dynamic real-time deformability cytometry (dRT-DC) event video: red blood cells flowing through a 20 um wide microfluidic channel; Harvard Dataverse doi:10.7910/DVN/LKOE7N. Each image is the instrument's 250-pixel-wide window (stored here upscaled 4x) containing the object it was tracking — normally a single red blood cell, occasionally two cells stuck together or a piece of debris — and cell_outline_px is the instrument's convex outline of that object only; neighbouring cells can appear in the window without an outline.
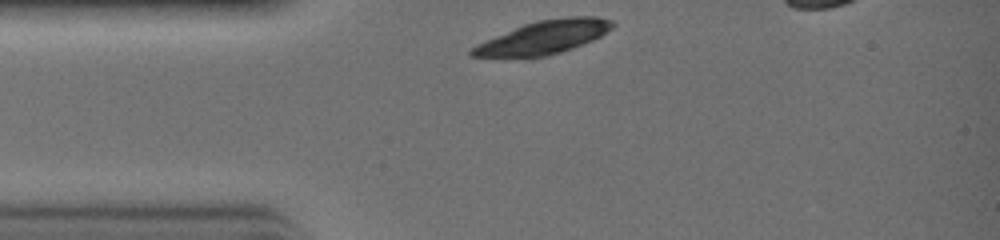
{"species": "common noctule bat (a hibernating species)", "species_latin": "Nyctalus noctula", "temperature_condition": "warm", "stored_images_in_passage": 7, "camera_frame_rate_fps": 3000, "um_per_image_px": 0.085, "animal": {"sex": "female", "body_mass_g": 19.0, "forearm_length_mm": 51.5}, "frame": {"image": 1, "passage_image": 1, "time_ms": 0.0, "image_size_px": [1000, 240], "cell_outline_px": [[616, 24], [612, 28], [600, 36], [592, 40], [572, 48], [548, 56], [468, 56], [468, 52], [476, 44], [484, 40], [524, 24], [536, 20], [568, 16], [596, 16], [612, 20]], "centroid_in_image_um": [46.23, 3.14], "position_along_channel_um": 38.8, "area_um2": 26.99}}